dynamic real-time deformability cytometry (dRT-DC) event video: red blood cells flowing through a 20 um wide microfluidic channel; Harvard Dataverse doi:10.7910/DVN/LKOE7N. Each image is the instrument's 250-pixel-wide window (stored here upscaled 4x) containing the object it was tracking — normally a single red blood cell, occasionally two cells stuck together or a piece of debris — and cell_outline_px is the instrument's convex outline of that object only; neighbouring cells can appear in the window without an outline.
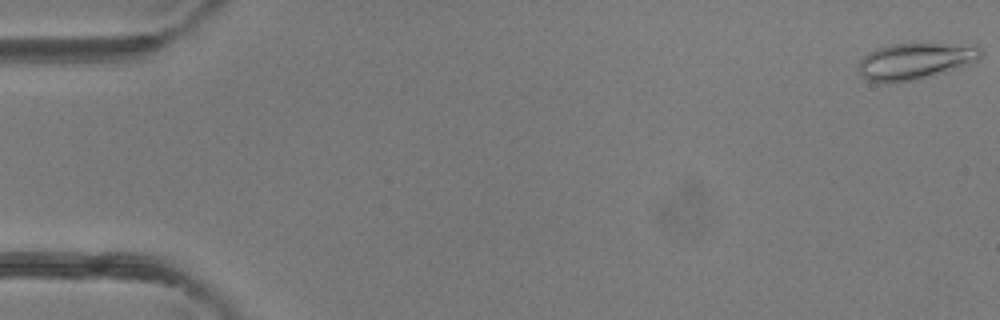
{"species": "common noctule bat (a hibernating species)", "species_latin": "Nyctalus noctula", "temperature_condition": "room temperature", "stored_images_in_passage": 47, "camera_frame_rate_fps": 3000, "um_per_image_px": 0.085, "animal": {"sex": "female"}, "frame": {"image": 1, "passage_image": 1, "time_ms": 0.0, "image_size_px": [1000, 320], "cell_outline_px": [[984, 52], [976, 60], [968, 64], [944, 72], [916, 80], [868, 80], [860, 76], [860, 60], [868, 52], [876, 48], [892, 44], [912, 40], [976, 44]], "centroid_in_image_um": [77.89, 5.08], "position_along_channel_um": 7.1, "area_um2": 26.53}}
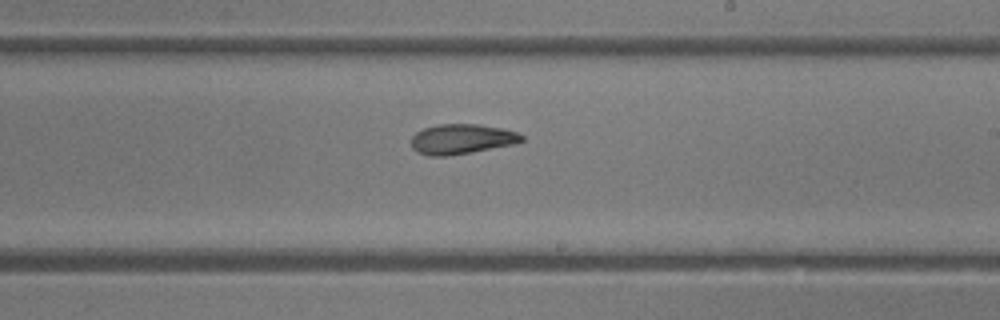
{"frame": {"image": 2, "passage_image": 28, "time_ms": 9.0, "image_size_px": [1000, 320], "cell_outline_px": [[524, 140], [512, 144], [472, 152], [448, 156], [428, 156], [416, 152], [412, 148], [412, 136], [416, 132], [424, 128], [440, 124], [476, 124], [500, 128], [516, 132], [524, 136]], "centroid_in_image_um": [39.2, 11.83], "position_along_channel_um": 249.8, "area_um2": 19.19}}
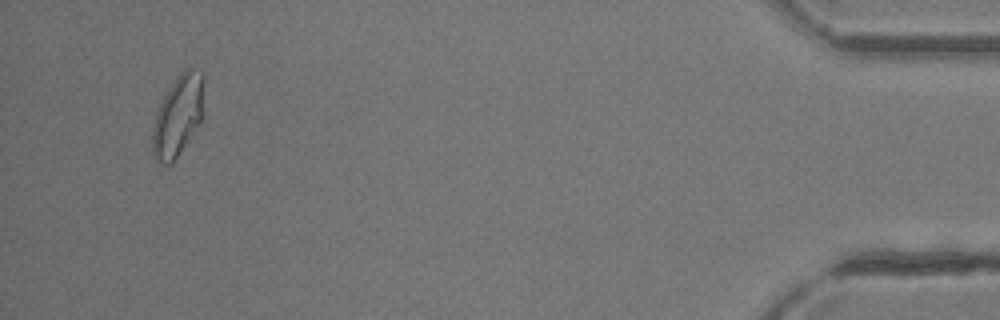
{"frame": {"image": 3, "passage_image": 45, "time_ms": 14.667, "image_size_px": [1000, 320], "cell_outline_px": [[204, 116], [200, 124], [172, 164], [164, 164], [156, 160], [152, 152], [152, 128], [156, 112], [164, 96], [176, 76], [184, 68], [192, 68], [200, 72], [204, 76]], "centroid_in_image_um": [15.16, 9.82], "position_along_channel_um": 420.0, "area_um2": 24.74}, "authors_computed_cell_mechanics": {"area_um2": 20.808, "velocity_mm_per_s": 4.422, "shape_relaxation_time_tau1_ms": 6.9338, "shape_relaxation_time_tau2_ms": 3.3467, "deformation_change_tau1": 0.1889, "deformation_change_tau2": 0.1111}}